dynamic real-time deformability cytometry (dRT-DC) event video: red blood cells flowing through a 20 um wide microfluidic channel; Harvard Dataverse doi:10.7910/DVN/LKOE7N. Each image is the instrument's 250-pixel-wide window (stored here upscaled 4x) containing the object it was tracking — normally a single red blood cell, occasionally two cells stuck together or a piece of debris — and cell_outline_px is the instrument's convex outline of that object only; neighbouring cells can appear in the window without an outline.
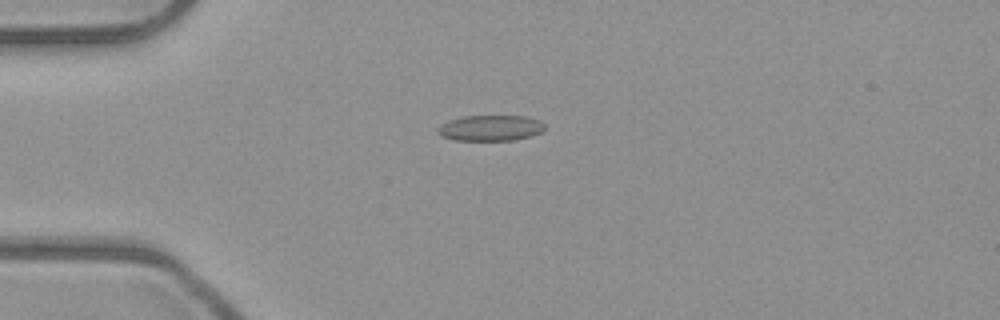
{"species": "common noctule bat (a hibernating species)", "species_latin": "Nyctalus noctula", "temperature_condition": "room temperature", "stored_images_in_passage": 7, "camera_frame_rate_fps": 3000, "um_per_image_px": 0.085, "animal": {"sex": "male", "body_mass_g": 23.1, "forearm_length_mm": 52.7}, "frame": {"image": 1, "passage_image": 4, "time_ms": 1.0, "image_size_px": [1000, 320], "cell_outline_px": [[544, 132], [532, 136], [512, 140], [456, 140], [440, 136], [436, 132], [448, 120], [464, 116], [528, 116], [540, 120], [544, 124]], "centroid_in_image_um": [41.74, 10.88], "position_along_channel_um": 43.3, "area_um2": 16.07}}
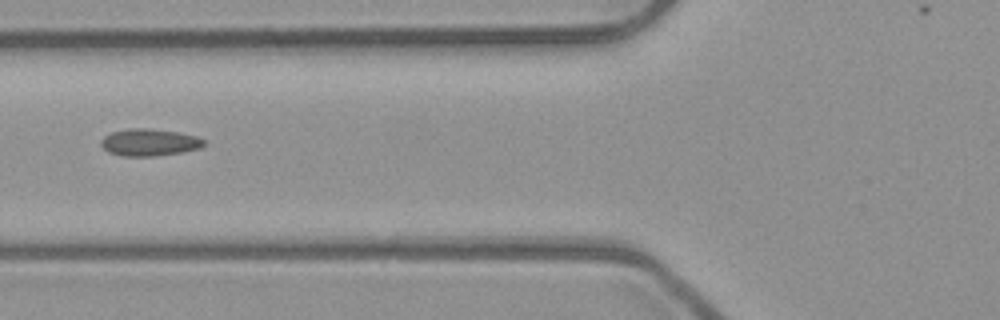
{"frame": {"image": 2, "passage_image": 6, "time_ms": 1.667, "image_size_px": [1000, 320], "cell_outline_px": [[204, 144], [200, 148], [184, 152], [152, 156], [124, 156], [108, 152], [100, 144], [100, 140], [104, 136], [112, 132], [128, 128], [148, 128], [176, 132], [196, 136], [204, 140]], "centroid_in_image_um": [12.67, 12.1], "position_along_channel_um": 113.1, "area_um2": 16.18}}
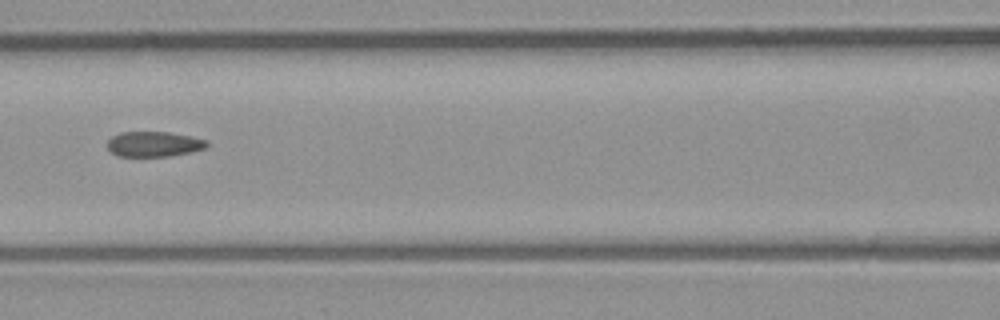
{"frame": {"image": 3, "passage_image": 7, "time_ms": 2.0, "image_size_px": [1000, 320], "cell_outline_px": [[208, 144], [204, 148], [192, 152], [168, 156], [116, 156], [108, 148], [108, 140], [112, 136], [120, 132], [168, 132], [208, 140]], "centroid_in_image_um": [13.07, 12.25], "position_along_channel_um": 153.5, "area_um2": 14.51}}